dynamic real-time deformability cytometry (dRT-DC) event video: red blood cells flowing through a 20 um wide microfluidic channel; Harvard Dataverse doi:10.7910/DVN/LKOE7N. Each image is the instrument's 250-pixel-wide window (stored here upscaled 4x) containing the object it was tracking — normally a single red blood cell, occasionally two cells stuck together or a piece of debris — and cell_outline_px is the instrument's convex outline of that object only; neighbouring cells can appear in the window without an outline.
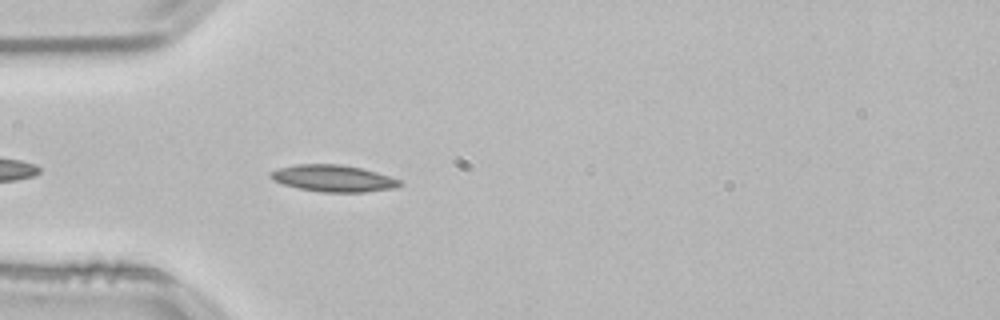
{"species": "common noctule bat (a hibernating species)", "species_latin": "Nyctalus noctula", "temperature_condition": "room temperature", "stored_images_in_passage": 9, "camera_frame_rate_fps": 3000, "um_per_image_px": 0.085, "animal": {"sex": "male", "body_mass_g": 21.5, "forearm_length_mm": 52.0}, "frame": {"image": 1, "passage_image": 4, "time_ms": 1.0, "image_size_px": [1000, 320], "cell_outline_px": [[404, 184], [392, 188], [364, 192], [320, 192], [300, 188], [284, 184], [272, 180], [268, 176], [268, 172], [276, 168], [296, 164], [340, 164], [360, 168], [376, 172], [400, 180]], "centroid_in_image_um": [28.26, 15.15], "position_along_channel_um": 56.7, "area_um2": 20.11}}